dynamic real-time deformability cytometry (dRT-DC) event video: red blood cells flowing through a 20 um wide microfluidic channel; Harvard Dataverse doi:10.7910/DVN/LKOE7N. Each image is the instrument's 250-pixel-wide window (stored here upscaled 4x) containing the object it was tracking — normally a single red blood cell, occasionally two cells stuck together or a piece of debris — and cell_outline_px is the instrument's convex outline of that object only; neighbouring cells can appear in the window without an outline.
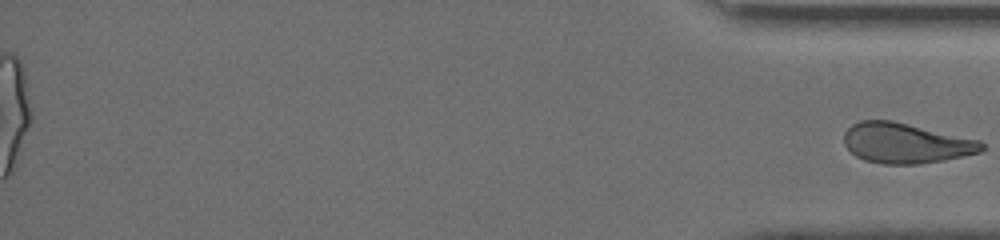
{"species": "human", "species_latin": "Homo sapiens", "temperature_condition": "cold", "stored_images_in_passage": 40, "segment_of_instrument_passage": [2, 2], "camera_frame_rate_fps": 3000, "um_per_image_px": 0.085, "donor": {"sex": "male"}, "frame": {"image": 1, "passage_image": 40, "time_ms": 13.0, "image_size_px": [1000, 240], "cell_outline_px": [[984, 148], [980, 152], [964, 156], [944, 160], [920, 164], [880, 164], [864, 160], [856, 156], [844, 144], [844, 132], [852, 124], [860, 120], [892, 120], [980, 140], [984, 144]], "centroid_in_image_um": [76.98, 12.17], "position_along_channel_um": 358.2, "area_um2": 32.37}}